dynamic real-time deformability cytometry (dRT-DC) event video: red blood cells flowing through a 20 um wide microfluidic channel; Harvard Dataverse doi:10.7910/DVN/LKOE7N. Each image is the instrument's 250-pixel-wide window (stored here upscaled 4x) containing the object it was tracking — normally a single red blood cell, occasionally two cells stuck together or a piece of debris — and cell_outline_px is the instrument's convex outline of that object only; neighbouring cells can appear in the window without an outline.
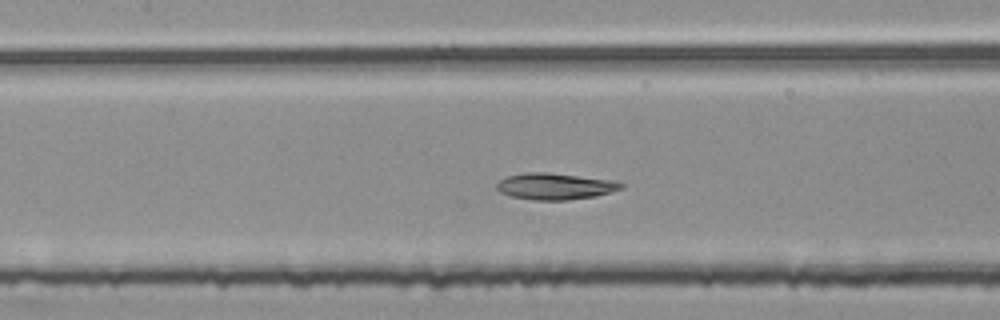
{"species": "common noctule bat (a hibernating species)", "species_latin": "Nyctalus noctula", "temperature_condition": "room temperature", "stored_images_in_passage": 46, "camera_frame_rate_fps": 3000, "um_per_image_px": 0.085, "animal": {"sex": "female", "body_mass_g": 25.1}, "frame": {"image": 1, "passage_image": 18, "time_ms": 5.667, "image_size_px": [1000, 320], "cell_outline_px": [[624, 188], [596, 196], [568, 200], [532, 200], [512, 196], [500, 192], [496, 188], [496, 184], [500, 180], [508, 176], [524, 172], [548, 172], [616, 180], [624, 184]], "centroid_in_image_um": [47.21, 15.83], "position_along_channel_um": 160.2, "area_um2": 19.36}}
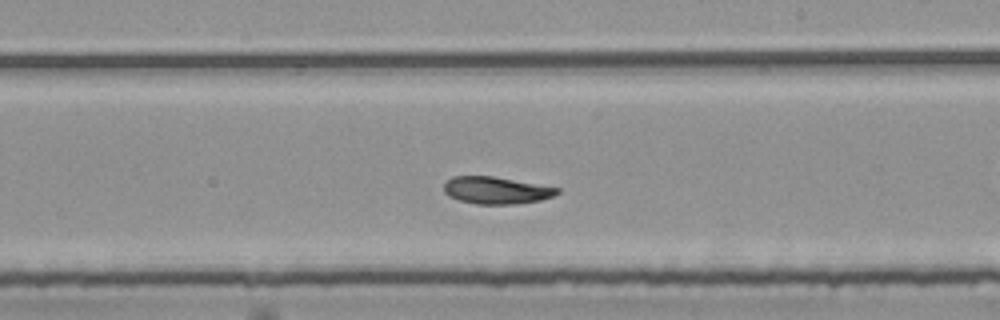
{"frame": {"image": 2, "passage_image": 25, "time_ms": 8.0, "image_size_px": [1000, 320], "cell_outline_px": [[560, 192], [552, 196], [540, 200], [516, 204], [476, 204], [460, 200], [448, 196], [444, 192], [444, 184], [452, 176], [492, 176], [560, 188]], "centroid_in_image_um": [42.16, 16.18], "position_along_channel_um": 246.8, "area_um2": 17.8}}
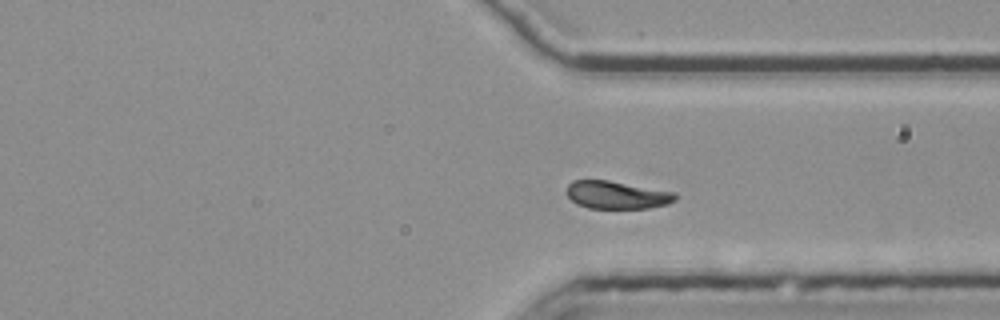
{"frame": {"image": 3, "passage_image": 34, "time_ms": 11.0, "image_size_px": [1000, 320], "cell_outline_px": [[680, 196], [676, 200], [668, 204], [648, 208], [588, 208], [576, 204], [568, 196], [568, 184], [572, 180], [608, 180], [676, 192]], "centroid_in_image_um": [52.48, 16.57], "position_along_channel_um": 358.9, "area_um2": 17.69}}